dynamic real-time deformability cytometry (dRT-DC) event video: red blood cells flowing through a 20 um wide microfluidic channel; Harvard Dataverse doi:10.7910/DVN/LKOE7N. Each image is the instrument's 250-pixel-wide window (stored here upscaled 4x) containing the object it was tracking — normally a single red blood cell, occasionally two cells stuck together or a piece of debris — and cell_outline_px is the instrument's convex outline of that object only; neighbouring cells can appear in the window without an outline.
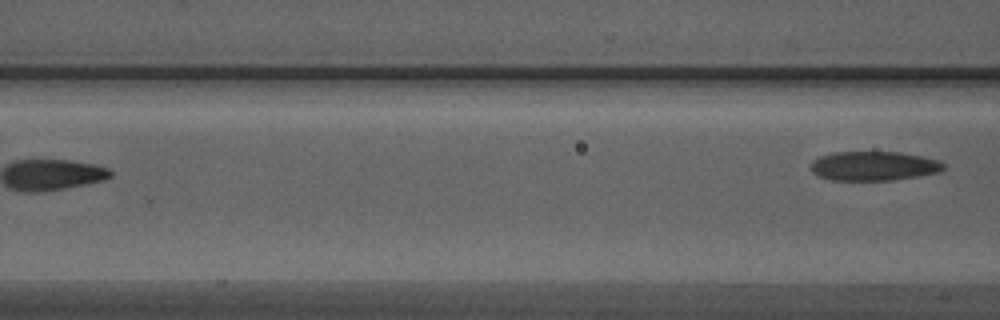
{"species": "Egyptian fruit bat (a non-hibernating species)", "species_latin": "Rousettus aegyptiacus", "temperature_condition": "warm", "stored_images_in_passage": 4, "camera_frame_rate_fps": 3000, "um_per_image_px": 0.085, "animal": {"sex": "male"}, "frame": {"image": 1, "passage_image": 4, "time_ms": 1.0, "image_size_px": [1000, 320], "cell_outline_px": [[944, 168], [940, 172], [920, 176], [892, 180], [828, 180], [816, 176], [808, 168], [812, 160], [820, 156], [832, 152], [900, 152], [940, 160], [944, 164]], "centroid_in_image_um": [74.22, 14.11], "position_along_channel_um": 92.4, "area_um2": 23.0}}